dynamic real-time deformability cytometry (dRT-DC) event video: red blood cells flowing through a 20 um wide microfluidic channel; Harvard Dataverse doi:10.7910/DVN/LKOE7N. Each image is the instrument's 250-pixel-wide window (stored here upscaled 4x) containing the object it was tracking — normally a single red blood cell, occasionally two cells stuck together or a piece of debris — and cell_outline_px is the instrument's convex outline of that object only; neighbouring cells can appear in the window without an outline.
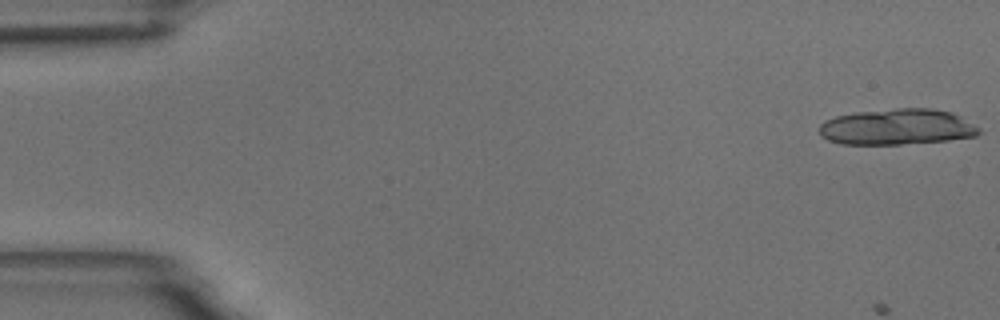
{"species": "common noctule bat (a hibernating species)", "species_latin": "Nyctalus noctula", "temperature_condition": "room temperature", "stored_images_in_passage": 31, "camera_frame_rate_fps": 3000, "um_per_image_px": 0.085, "animal": {"sex": "male", "body_mass_g": 18.8}, "frame": {"image": 1, "passage_image": 1, "time_ms": 0.0, "image_size_px": [1000, 320], "cell_outline_px": [[980, 132], [976, 136], [948, 140], [900, 144], [840, 144], [828, 140], [820, 136], [820, 124], [824, 120], [836, 116], [856, 112], [896, 108], [932, 108], [952, 112], [976, 124], [980, 128]], "centroid_in_image_um": [76.26, 10.78], "position_along_channel_um": 8.7, "area_um2": 33.64}}